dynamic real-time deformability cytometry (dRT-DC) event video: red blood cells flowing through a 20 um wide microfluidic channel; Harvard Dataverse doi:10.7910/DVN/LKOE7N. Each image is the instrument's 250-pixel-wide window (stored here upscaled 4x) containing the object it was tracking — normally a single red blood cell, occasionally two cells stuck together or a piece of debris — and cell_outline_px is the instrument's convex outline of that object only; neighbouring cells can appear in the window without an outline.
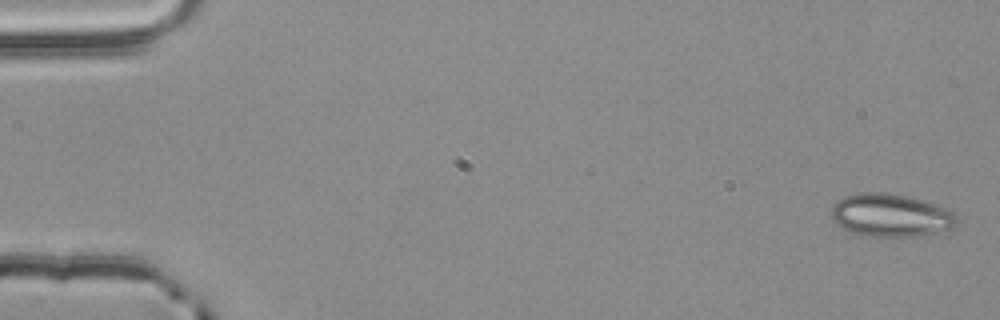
{"species": "common noctule bat (a hibernating species)", "species_latin": "Nyctalus noctula", "temperature_condition": "room temperature", "stored_images_in_passage": 4, "camera_frame_rate_fps": 3000, "um_per_image_px": 0.085, "animal": {"sex": "male", "body_mass_g": 20.4}, "frame": {"image": 1, "passage_image": 1, "time_ms": 0.0, "image_size_px": [1000, 320], "cell_outline_px": [[956, 224], [952, 228], [936, 232], [916, 236], [868, 236], [852, 232], [836, 224], [832, 216], [832, 204], [844, 196], [856, 192], [884, 192], [904, 196], [936, 204], [952, 212], [956, 216]], "centroid_in_image_um": [75.67, 18.29], "position_along_channel_um": 9.3, "area_um2": 31.04}}